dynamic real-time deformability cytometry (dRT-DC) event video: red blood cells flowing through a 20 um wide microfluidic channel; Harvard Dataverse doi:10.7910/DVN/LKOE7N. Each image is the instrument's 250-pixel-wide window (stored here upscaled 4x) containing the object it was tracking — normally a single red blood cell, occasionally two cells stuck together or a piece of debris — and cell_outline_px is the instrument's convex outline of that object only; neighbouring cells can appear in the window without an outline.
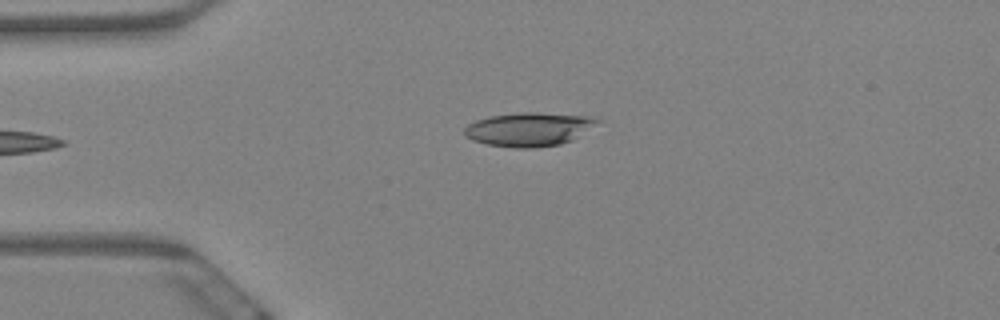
{"species": "Egyptian fruit bat (a non-hibernating species)", "species_latin": "Rousettus aegyptiacus", "temperature_condition": "warm", "stored_images_in_passage": 6, "camera_frame_rate_fps": 3000, "um_per_image_px": 0.085, "animal": {"sex": "female"}, "frame": {"image": 1, "passage_image": 6, "time_ms": 1.667, "image_size_px": [1000, 320], "cell_outline_px": [[604, 120], [572, 140], [560, 144], [536, 148], [516, 148], [488, 144], [472, 140], [464, 136], [464, 128], [468, 124], [476, 120], [488, 116], [520, 112], [536, 112], [584, 116]], "centroid_in_image_um": [44.94, 10.99], "position_along_channel_um": 40.1, "area_um2": 26.18}}